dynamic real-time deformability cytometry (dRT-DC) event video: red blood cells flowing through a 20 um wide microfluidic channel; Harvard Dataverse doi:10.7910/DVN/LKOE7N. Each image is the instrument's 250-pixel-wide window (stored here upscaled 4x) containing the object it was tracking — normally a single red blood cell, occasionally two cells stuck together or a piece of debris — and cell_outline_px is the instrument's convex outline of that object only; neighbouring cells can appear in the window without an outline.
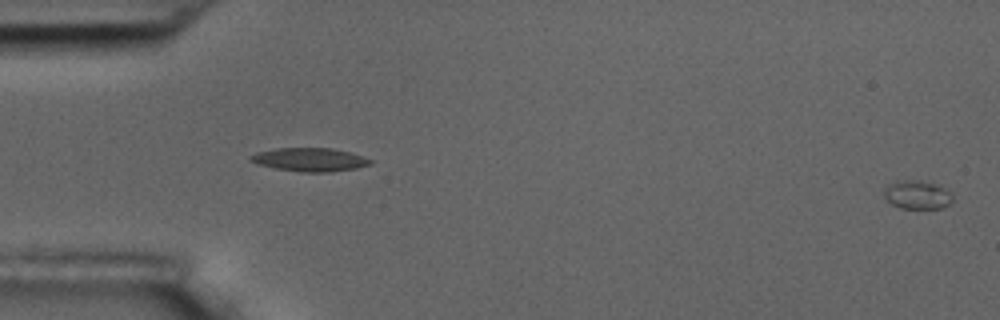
{"species": "common noctule bat (a hibernating species)", "species_latin": "Nyctalus noctula", "temperature_condition": "room temperature", "stored_images_in_passage": 57, "camera_frame_rate_fps": 3000, "um_per_image_px": 0.085, "animal": {"sex": "male", "body_mass_g": 17.5, "forearm_length_mm": 52.3}, "frame": {"image": 1, "passage_image": 1, "time_ms": 0.0, "image_size_px": [1000, 320], "cell_outline_px": [[952, 200], [948, 204], [940, 208], [900, 208], [892, 204], [884, 196], [884, 188], [888, 184], [896, 180], [916, 180], [936, 184], [952, 192]], "centroid_in_image_um": [77.94, 16.54], "position_along_channel_um": 7.1, "area_um2": 11.39}}
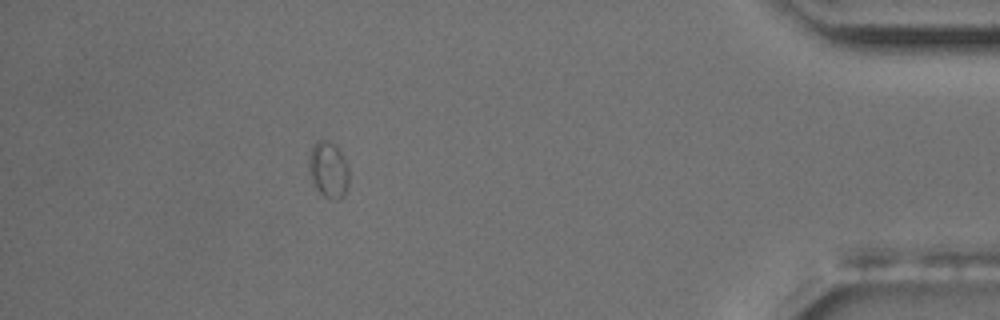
{"frame": {"image": 2, "passage_image": 51, "time_ms": 16.667, "image_size_px": [1000, 320], "cell_outline_px": [[348, 184], [344, 196], [340, 200], [332, 200], [324, 196], [312, 184], [308, 172], [308, 156], [316, 140], [324, 140], [336, 144], [344, 156], [348, 168]], "centroid_in_image_um": [27.9, 14.43], "position_along_channel_um": 407.3, "area_um2": 13.53}}